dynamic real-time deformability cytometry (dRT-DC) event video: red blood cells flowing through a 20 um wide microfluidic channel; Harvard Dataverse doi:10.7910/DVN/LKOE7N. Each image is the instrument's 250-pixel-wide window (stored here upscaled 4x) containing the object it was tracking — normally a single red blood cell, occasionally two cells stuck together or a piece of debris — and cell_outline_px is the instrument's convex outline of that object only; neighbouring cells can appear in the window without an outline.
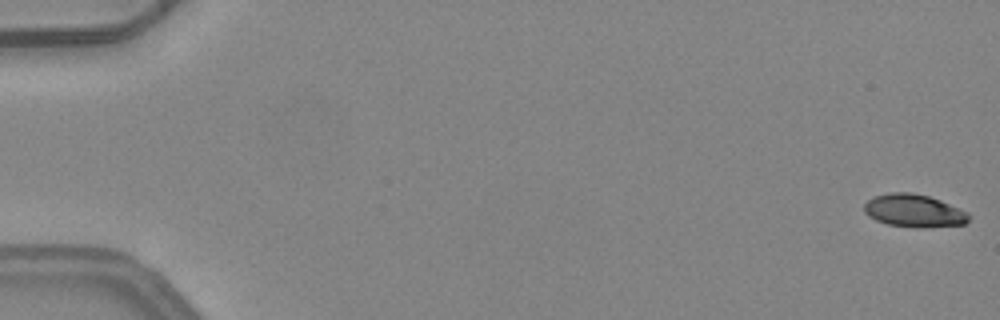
{"species": "common noctule bat (a hibernating species)", "species_latin": "Nyctalus noctula", "temperature_condition": "warm", "stored_images_in_passage": 5, "camera_frame_rate_fps": 3000, "um_per_image_px": 0.085, "animal": {"sex": "female", "body_mass_g": 24.6, "forearm_length_mm": 56.2}, "frame": {"image": 1, "passage_image": 1, "time_ms": 0.0, "image_size_px": [1000, 320], "cell_outline_px": [[972, 216], [964, 224], [920, 228], [916, 228], [888, 224], [876, 220], [868, 216], [864, 212], [864, 204], [872, 196], [888, 192], [912, 192], [928, 196], [940, 200], [968, 212]], "centroid_in_image_um": [77.67, 17.9], "position_along_channel_um": 7.3, "area_um2": 20.17}}
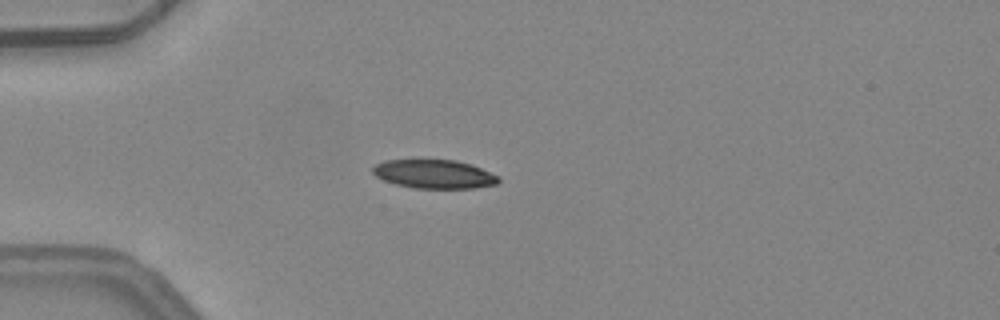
{"frame": {"image": 2, "passage_image": 5, "time_ms": 1.333, "image_size_px": [1000, 320], "cell_outline_px": [[500, 180], [496, 184], [476, 188], [416, 188], [396, 184], [384, 180], [376, 176], [372, 172], [372, 168], [376, 164], [384, 160], [456, 160], [472, 164], [500, 176]], "centroid_in_image_um": [36.93, 14.79], "position_along_channel_um": 48.1, "area_um2": 21.1}}